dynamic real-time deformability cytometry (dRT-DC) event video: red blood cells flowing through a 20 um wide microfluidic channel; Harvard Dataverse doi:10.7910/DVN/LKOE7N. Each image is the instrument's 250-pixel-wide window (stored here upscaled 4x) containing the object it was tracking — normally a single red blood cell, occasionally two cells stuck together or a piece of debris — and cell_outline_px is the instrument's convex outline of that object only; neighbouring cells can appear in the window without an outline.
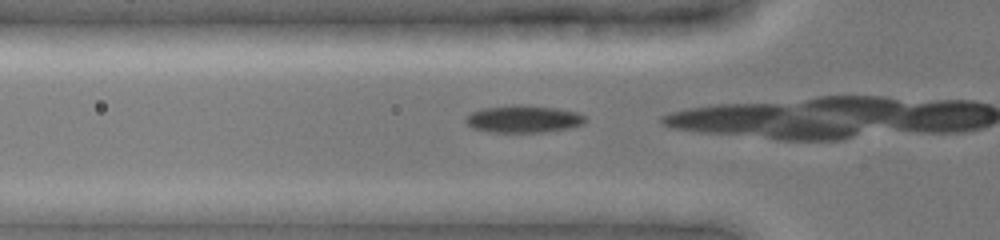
{"species": "common noctule bat (a hibernating species)", "species_latin": "Nyctalus noctula", "temperature_condition": "cold", "stored_images_in_passage": 25, "camera_frame_rate_fps": 3000, "um_per_image_px": 0.085, "animal": {"sex": "female", "body_mass_g": 19.0, "forearm_length_mm": 51.5}, "frame": {"image": 1, "passage_image": 18, "time_ms": 3.667, "image_size_px": [1000, 240], "cell_outline_px": [[588, 120], [584, 124], [568, 128], [544, 132], [492, 132], [472, 128], [464, 120], [472, 112], [484, 108], [516, 104], [556, 108], [576, 112], [584, 116]], "centroid_in_image_um": [44.51, 10.12], "position_along_channel_um": 81.3, "area_um2": 18.9}}